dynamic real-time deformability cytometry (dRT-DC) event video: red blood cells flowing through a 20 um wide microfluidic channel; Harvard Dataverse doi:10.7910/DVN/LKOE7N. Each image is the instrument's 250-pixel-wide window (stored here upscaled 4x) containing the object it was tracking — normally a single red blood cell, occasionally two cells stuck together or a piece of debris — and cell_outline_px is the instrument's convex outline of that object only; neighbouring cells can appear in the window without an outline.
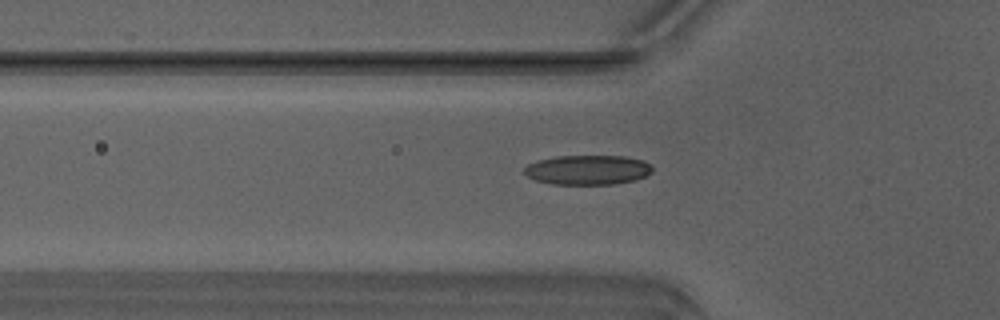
{"species": "Egyptian fruit bat (a non-hibernating species)", "species_latin": "Rousettus aegyptiacus", "temperature_condition": "warm", "stored_images_in_passage": 35, "camera_frame_rate_fps": 3000, "um_per_image_px": 0.085, "animal": {"sex": "male"}, "frame": {"image": 1, "passage_image": 3, "time_ms": 0.667, "image_size_px": [1000, 320], "cell_outline_px": [[652, 172], [636, 180], [616, 184], [552, 184], [536, 180], [528, 176], [524, 172], [524, 168], [528, 164], [536, 160], [556, 156], [624, 156], [644, 160], [652, 168]], "centroid_in_image_um": [49.95, 14.44], "position_along_channel_um": 75.9, "area_um2": 22.14}}
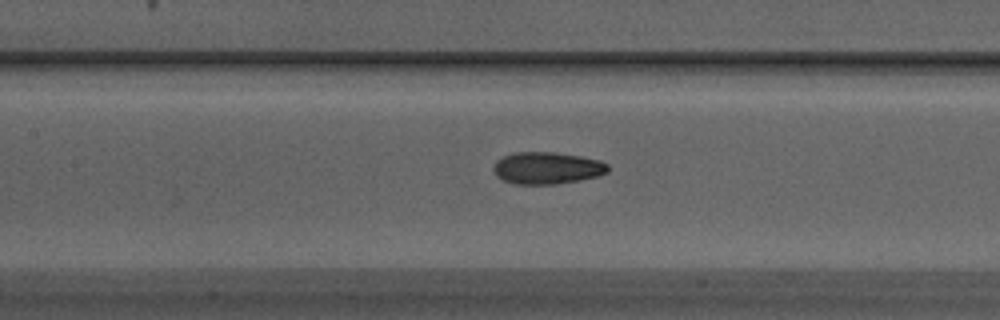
{"frame": {"image": 2, "passage_image": 9, "time_ms": 2.667, "image_size_px": [1000, 320], "cell_outline_px": [[608, 172], [596, 176], [580, 180], [556, 184], [512, 184], [496, 176], [492, 168], [496, 160], [504, 156], [516, 152], [552, 152], [580, 156], [600, 160], [608, 164]], "centroid_in_image_um": [46.48, 14.28], "position_along_channel_um": 160.9, "area_um2": 21.39}}
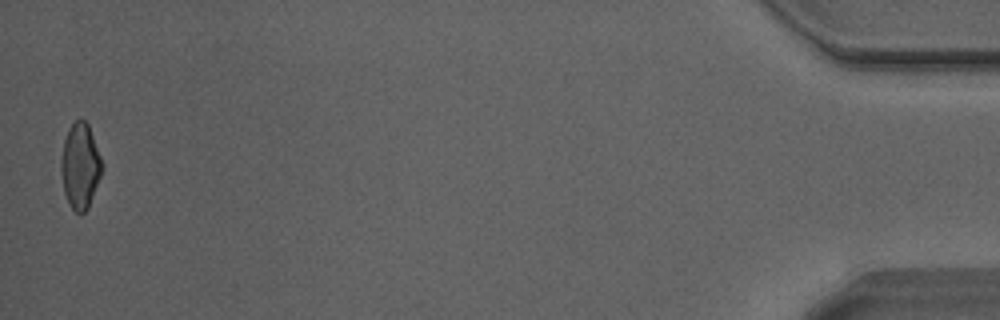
{"frame": {"image": 3, "passage_image": 35, "time_ms": 11.333, "image_size_px": [1000, 320], "cell_outline_px": [[104, 168], [88, 208], [84, 212], [76, 212], [68, 204], [64, 192], [60, 168], [60, 160], [64, 140], [68, 128], [76, 120], [84, 120], [88, 124], [100, 156]], "centroid_in_image_um": [6.81, 14.12], "position_along_channel_um": 428.4, "area_um2": 20.35}, "authors_computed_cell_mechanics": {"area_um2": 20.9236, "velocity_mm_per_s": 4.2089, "shape_relaxation_time_tau1_ms": 5.8113, "shape_relaxation_time_tau2_ms": 1.7354, "deformation_change_tau1": 0.1818, "deformation_change_tau2": 0.0807}}